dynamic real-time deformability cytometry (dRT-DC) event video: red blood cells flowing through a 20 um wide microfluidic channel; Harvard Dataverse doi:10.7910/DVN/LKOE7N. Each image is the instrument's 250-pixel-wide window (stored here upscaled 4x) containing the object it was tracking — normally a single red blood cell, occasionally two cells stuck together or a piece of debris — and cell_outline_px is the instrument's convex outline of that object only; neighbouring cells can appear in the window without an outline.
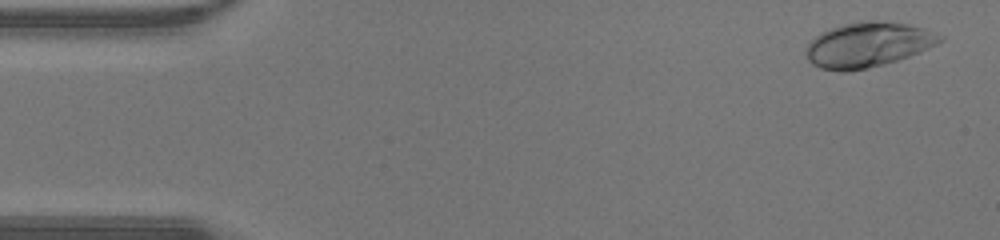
{"species": "human", "species_latin": "Homo sapiens", "temperature_condition": "warm", "stored_images_in_passage": 46, "camera_frame_rate_fps": 3000, "um_per_image_px": 0.085, "donor": {"sex": "male"}, "frame": {"image": 1, "passage_image": 2, "time_ms": 0.333, "image_size_px": [1000, 240], "cell_outline_px": [[944, 40], [936, 44], [908, 56], [884, 64], [868, 68], [848, 72], [840, 72], [820, 68], [812, 64], [808, 60], [804, 52], [808, 44], [820, 32], [844, 24], [860, 20], [880, 20], [908, 24], [924, 28], [944, 36]], "centroid_in_image_um": [73.74, 3.8], "position_along_channel_um": 11.3, "area_um2": 35.14}}
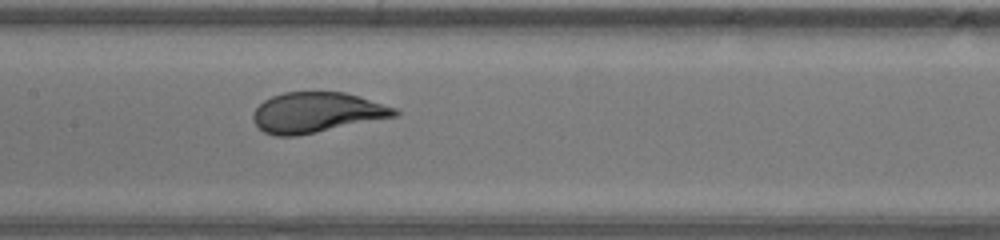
{"frame": {"image": 2, "passage_image": 22, "time_ms": 7.0, "image_size_px": [1000, 240], "cell_outline_px": [[400, 116], [296, 136], [276, 136], [264, 132], [256, 124], [252, 116], [256, 108], [264, 100], [272, 96], [284, 92], [344, 92], [396, 108], [400, 112]], "centroid_in_image_um": [26.94, 9.57], "position_along_channel_um": 180.5, "area_um2": 33.12}}
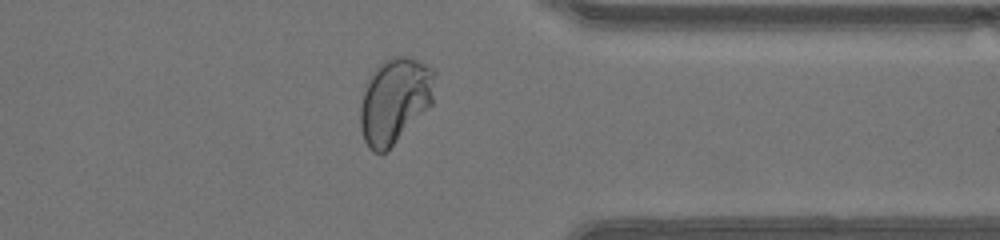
{"frame": {"image": 3, "passage_image": 36, "time_ms": 11.667, "image_size_px": [1000, 240], "cell_outline_px": [[436, 72], [432, 104], [388, 152], [380, 156], [372, 152], [368, 148], [364, 140], [360, 128], [360, 104], [368, 76], [384, 60], [396, 56], [408, 56], [432, 68]], "centroid_in_image_um": [33.54, 8.6], "position_along_channel_um": 377.9, "area_um2": 37.69}, "authors_computed_cell_mechanics": {"area_um2": 33.7841, "velocity_mm_per_s": 4.418, "shape_relaxation_time_tau1_ms": 3.5249, "shape_relaxation_time_tau2_ms": null, "deformation_change_tau1": 0.1993, "deformation_change_tau2": null}}